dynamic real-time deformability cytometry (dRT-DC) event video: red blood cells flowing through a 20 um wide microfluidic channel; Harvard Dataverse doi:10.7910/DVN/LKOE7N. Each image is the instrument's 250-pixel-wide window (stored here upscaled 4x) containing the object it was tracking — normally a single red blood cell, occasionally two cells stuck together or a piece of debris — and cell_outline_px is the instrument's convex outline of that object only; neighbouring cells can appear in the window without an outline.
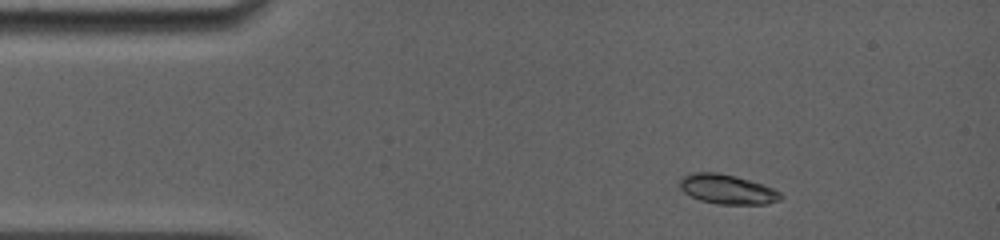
{"species": "common noctule bat (a hibernating species)", "species_latin": "Nyctalus noctula", "temperature_condition": "room temperature", "stored_images_in_passage": 31, "camera_frame_rate_fps": 5000, "um_per_image_px": 0.085, "animal": {"sex": "female", "body_mass_g": 19.0, "forearm_length_mm": 56.7}, "frame": {"image": 1, "passage_image": 1, "time_ms": 0.0, "image_size_px": [1000, 240], "cell_outline_px": [[784, 196], [780, 200], [764, 204], [716, 204], [700, 200], [684, 192], [680, 188], [680, 180], [688, 172], [716, 172], [736, 176], [772, 188], [780, 192]], "centroid_in_image_um": [61.8, 16.08], "position_along_channel_um": 23.2, "area_um2": 17.28}}
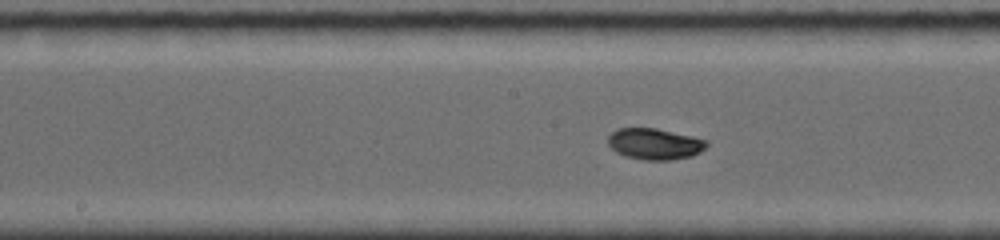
{"frame": {"image": 2, "passage_image": 14, "time_ms": 6.0, "image_size_px": [1000, 240], "cell_outline_px": [[708, 144], [700, 152], [692, 156], [672, 160], [644, 160], [628, 156], [616, 152], [608, 144], [608, 136], [616, 128], [656, 128], [692, 136], [708, 140]], "centroid_in_image_um": [55.66, 12.23], "position_along_channel_um": 192.5, "area_um2": 17.92}}
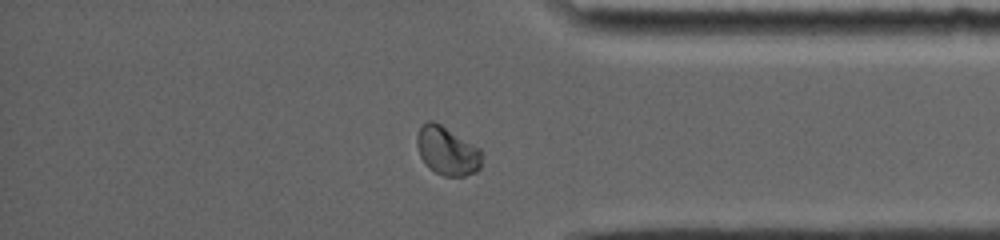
{"frame": {"image": 3, "passage_image": 27, "time_ms": 11.4, "image_size_px": [1000, 240], "cell_outline_px": [[480, 168], [476, 172], [464, 176], [444, 176], [428, 168], [420, 156], [416, 144], [416, 136], [420, 128], [428, 120], [432, 120], [440, 124], [480, 148]], "centroid_in_image_um": [37.98, 12.83], "position_along_channel_um": 397.2, "area_um2": 18.21}, "authors_computed_cell_mechanics": {"area_um2": 17.6868, "velocity_mm_per_s": 3.8381, "shape_relaxation_time_tau1_ms": 2.5005, "shape_relaxation_time_tau2_ms": 1.0666, "deformation_change_tau1": 0.1512, "deformation_change_tau2": 0.0212}}